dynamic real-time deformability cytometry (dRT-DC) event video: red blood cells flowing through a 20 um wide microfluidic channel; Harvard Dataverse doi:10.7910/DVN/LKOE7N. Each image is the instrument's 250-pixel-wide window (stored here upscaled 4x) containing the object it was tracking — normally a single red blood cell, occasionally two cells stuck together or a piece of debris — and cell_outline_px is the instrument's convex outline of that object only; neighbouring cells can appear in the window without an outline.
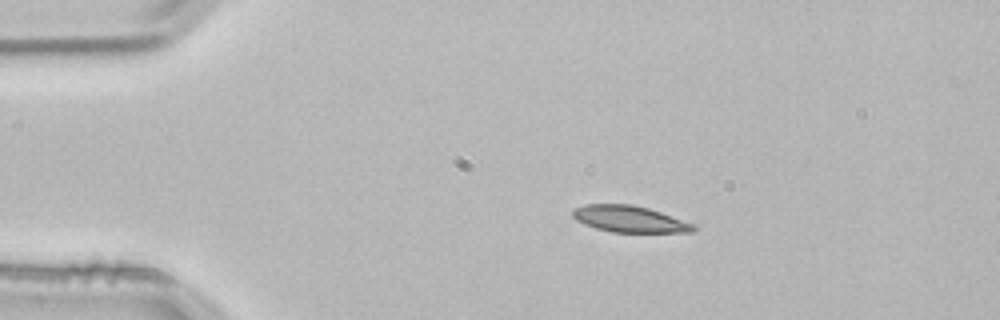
{"species": "common noctule bat (a hibernating species)", "species_latin": "Nyctalus noctula", "temperature_condition": "room temperature", "stored_images_in_passage": 3, "segment_of_instrument_passage": [1, 2], "camera_frame_rate_fps": 3000, "um_per_image_px": 0.085, "animal": {"sex": "male", "body_mass_g": 21.5, "forearm_length_mm": 52.0}, "frame": {"image": 1, "passage_image": 1, "time_ms": 0.0, "image_size_px": [1000, 320], "cell_outline_px": [[696, 228], [692, 232], [612, 232], [596, 228], [584, 224], [576, 220], [572, 216], [572, 208], [584, 204], [632, 204], [648, 208], [696, 224]], "centroid_in_image_um": [53.48, 18.61], "position_along_channel_um": 31.5, "area_um2": 18.73}}